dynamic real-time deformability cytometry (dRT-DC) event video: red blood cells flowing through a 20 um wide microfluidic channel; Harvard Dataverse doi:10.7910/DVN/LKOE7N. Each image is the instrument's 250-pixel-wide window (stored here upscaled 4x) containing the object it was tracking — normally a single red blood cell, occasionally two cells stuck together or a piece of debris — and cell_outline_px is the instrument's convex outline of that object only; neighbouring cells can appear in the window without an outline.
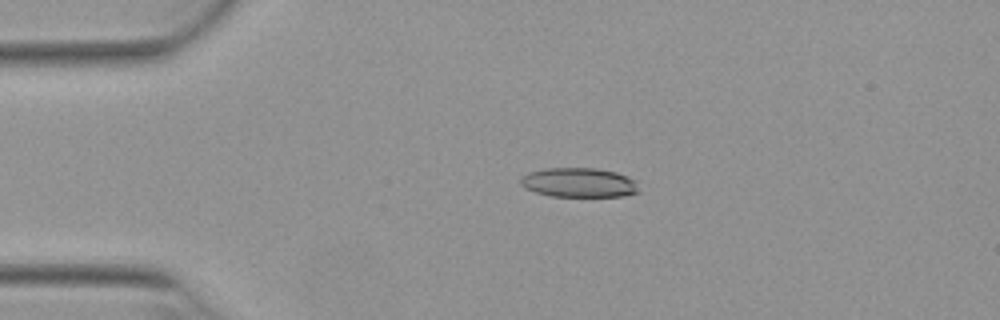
{"species": "Egyptian fruit bat (a non-hibernating species)", "species_latin": "Rousettus aegyptiacus", "temperature_condition": "warm", "stored_images_in_passage": 47, "camera_frame_rate_fps": 3000, "um_per_image_px": 0.085, "animal": {"sex": "female"}, "frame": {"image": 1, "passage_image": 7, "time_ms": 2.0, "image_size_px": [1000, 320], "cell_outline_px": [[640, 192], [624, 196], [548, 196], [524, 188], [520, 184], [520, 176], [528, 172], [544, 168], [596, 168], [616, 172], [636, 180]], "centroid_in_image_um": [49.19, 15.51], "position_along_channel_um": 35.8, "area_um2": 20.52}}
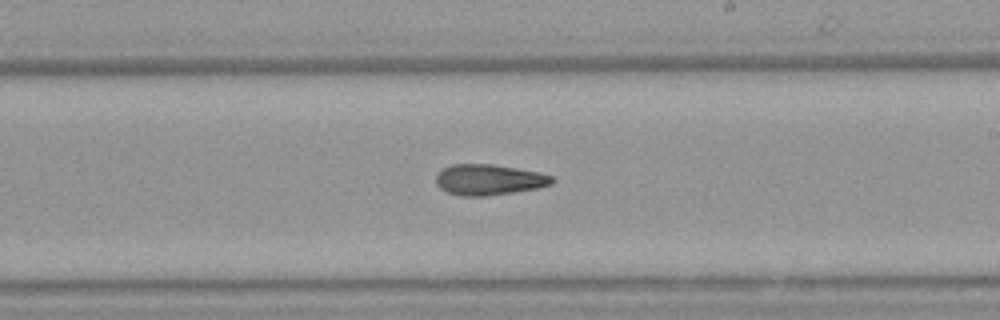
{"frame": {"image": 2, "passage_image": 26, "time_ms": 8.333, "image_size_px": [1000, 320], "cell_outline_px": [[556, 180], [552, 184], [536, 188], [488, 196], [460, 196], [448, 192], [440, 188], [436, 184], [436, 176], [444, 168], [452, 164], [492, 164], [540, 172], [552, 176]], "centroid_in_image_um": [41.57, 15.27], "position_along_channel_um": 247.4, "area_um2": 20.75}}
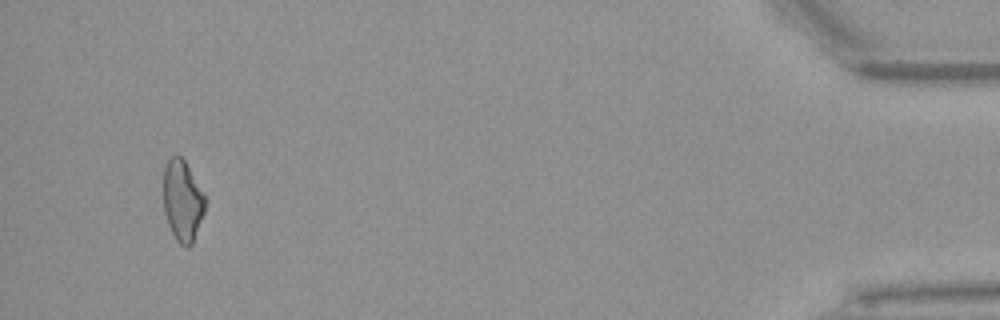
{"frame": {"image": 3, "passage_image": 45, "time_ms": 14.667, "image_size_px": [1000, 320], "cell_outline_px": [[204, 212], [192, 244], [188, 248], [184, 248], [176, 240], [168, 224], [164, 212], [164, 164], [172, 156], [180, 156], [184, 160], [204, 192]], "centroid_in_image_um": [15.5, 17.07], "position_along_channel_um": 419.7, "area_um2": 19.59}, "authors_computed_cell_mechanics": {"area_um2": 20.6924, "velocity_mm_per_s": 3.9526, "shape_relaxation_time_tau1_ms": null, "shape_relaxation_time_tau2_ms": 6.0516, "deformation_change_tau1": null, "deformation_change_tau2": 0.1706}}